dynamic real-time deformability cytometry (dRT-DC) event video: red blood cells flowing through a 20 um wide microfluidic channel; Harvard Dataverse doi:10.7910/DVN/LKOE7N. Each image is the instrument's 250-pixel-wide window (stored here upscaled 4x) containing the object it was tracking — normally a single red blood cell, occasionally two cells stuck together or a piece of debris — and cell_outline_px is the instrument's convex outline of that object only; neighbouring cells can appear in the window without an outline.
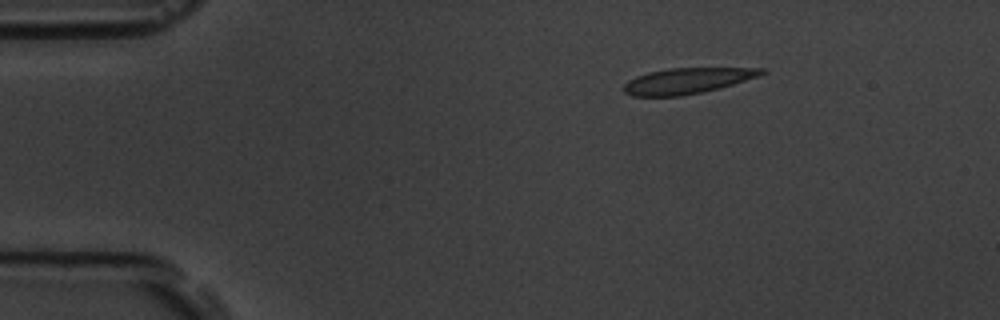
{"species": "common noctule bat (a hibernating species)", "species_latin": "Nyctalus noctula", "temperature_condition": "room temperature", "stored_images_in_passage": 9, "camera_frame_rate_fps": 3000, "um_per_image_px": 0.085, "animal": {"sex": "male", "body_mass_g": 19.5, "forearm_length_mm": 54.6}, "frame": {"image": 1, "passage_image": 1, "time_ms": 0.0, "image_size_px": [1000, 320], "cell_outline_px": [[768, 72], [760, 76], [720, 88], [704, 92], [680, 96], [632, 96], [624, 92], [624, 84], [628, 80], [636, 76], [648, 72], [668, 68], [768, 68]], "centroid_in_image_um": [58.45, 6.86], "position_along_channel_um": 26.5, "area_um2": 20.87}}